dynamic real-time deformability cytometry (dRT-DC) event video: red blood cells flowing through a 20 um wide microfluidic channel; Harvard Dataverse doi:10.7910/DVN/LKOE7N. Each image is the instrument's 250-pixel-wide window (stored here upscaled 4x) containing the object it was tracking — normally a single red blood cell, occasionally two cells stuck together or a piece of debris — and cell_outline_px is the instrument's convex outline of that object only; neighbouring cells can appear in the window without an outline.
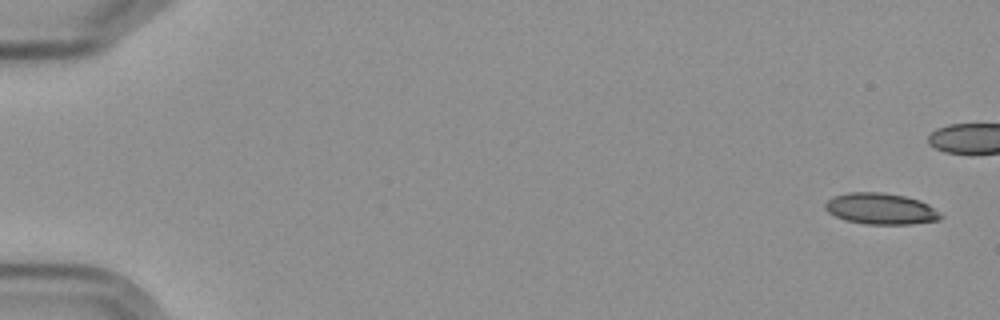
{"species": "Egyptian fruit bat (a non-hibernating species)", "species_latin": "Rousettus aegyptiacus", "temperature_condition": "cold", "stored_images_in_passage": 7, "camera_frame_rate_fps": 3000, "um_per_image_px": 0.085, "frame": {"image": 1, "passage_image": 1, "time_ms": 0.0, "image_size_px": [1000, 320], "cell_outline_px": [[944, 216], [940, 220], [912, 224], [864, 224], [844, 220], [828, 212], [824, 208], [824, 204], [832, 196], [848, 192], [880, 192], [904, 196], [920, 200], [928, 204]], "centroid_in_image_um": [74.86, 17.75], "position_along_channel_um": 10.1, "area_um2": 21.15}}
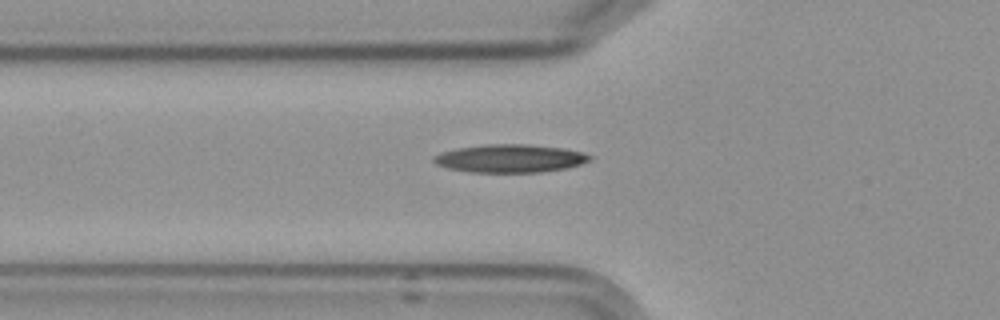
{"frame": {"image": 2, "passage_image": 7, "time_ms": 8.0, "image_size_px": [1000, 320], "cell_outline_px": [[592, 156], [588, 160], [580, 164], [568, 168], [540, 172], [468, 172], [448, 168], [436, 164], [432, 160], [432, 156], [440, 152], [456, 148], [484, 144], [528, 144], [564, 148], [584, 152]], "centroid_in_image_um": [43.32, 13.46], "position_along_channel_um": 82.5, "area_um2": 25.72}}